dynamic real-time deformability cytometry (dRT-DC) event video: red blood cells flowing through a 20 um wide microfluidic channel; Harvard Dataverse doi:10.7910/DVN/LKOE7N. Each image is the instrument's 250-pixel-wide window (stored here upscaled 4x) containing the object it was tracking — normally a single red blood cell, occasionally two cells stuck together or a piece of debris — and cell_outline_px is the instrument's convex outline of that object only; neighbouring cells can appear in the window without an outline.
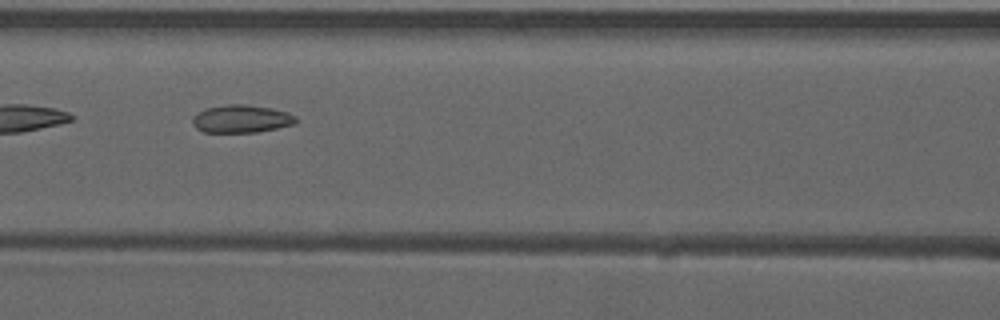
{"species": "common noctule bat (a hibernating species)", "species_latin": "Nyctalus noctula", "temperature_condition": "warm", "stored_images_in_passage": 8, "camera_frame_rate_fps": 3000, "um_per_image_px": 0.085, "animal": {"sex": "male", "forearm_length_mm": 52.5}, "frame": {"image": 1, "passage_image": 7, "time_ms": 2.0, "image_size_px": [1000, 320], "cell_outline_px": [[296, 124], [256, 132], [204, 132], [196, 128], [192, 124], [192, 116], [208, 108], [228, 104], [244, 104], [272, 108], [288, 112], [296, 116]], "centroid_in_image_um": [20.53, 10.1], "position_along_channel_um": 146.1, "area_um2": 16.7}}
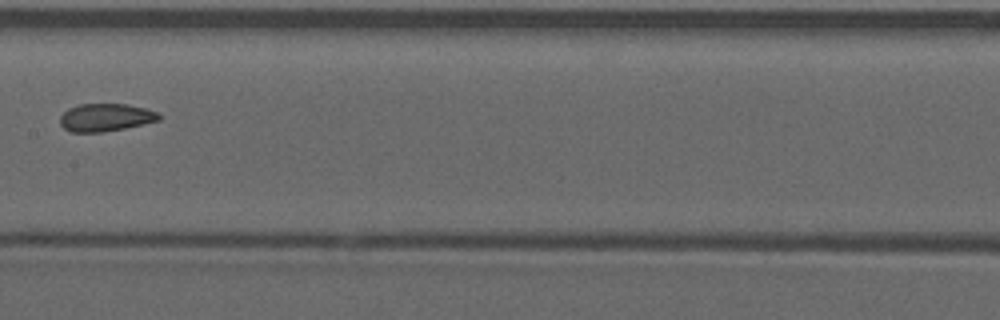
{"frame": {"image": 2, "passage_image": 8, "time_ms": 2.333, "image_size_px": [1000, 320], "cell_outline_px": [[160, 120], [144, 124], [104, 132], [72, 132], [64, 128], [60, 124], [60, 116], [68, 108], [80, 104], [128, 104], [144, 108], [156, 112], [160, 116]], "centroid_in_image_um": [8.96, 9.98], "position_along_channel_um": 198.4, "area_um2": 15.95}}